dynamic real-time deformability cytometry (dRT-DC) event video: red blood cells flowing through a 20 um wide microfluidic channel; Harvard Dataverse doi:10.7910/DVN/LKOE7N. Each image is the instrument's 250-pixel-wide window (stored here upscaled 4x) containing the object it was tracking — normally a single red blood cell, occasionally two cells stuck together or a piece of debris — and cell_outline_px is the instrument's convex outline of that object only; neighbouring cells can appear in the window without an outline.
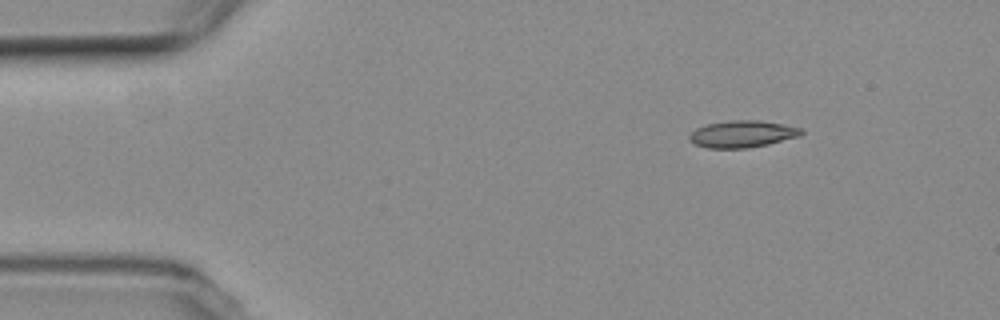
{"species": "common noctule bat (a hibernating species)", "species_latin": "Nyctalus noctula", "temperature_condition": "room temperature", "stored_images_in_passage": 4, "camera_frame_rate_fps": 3000, "um_per_image_px": 0.085, "animal": {"sex": "female", "body_mass_g": 19.3, "forearm_length_mm": 54.1}, "frame": {"image": 1, "passage_image": 2, "time_ms": 2.0, "image_size_px": [1000, 320], "cell_outline_px": [[804, 132], [800, 136], [768, 144], [748, 148], [708, 148], [696, 144], [688, 140], [688, 136], [696, 128], [708, 124], [732, 120], [760, 120], [784, 124], [804, 128]], "centroid_in_image_um": [63.13, 11.38], "position_along_channel_um": 21.9, "area_um2": 17.63}}
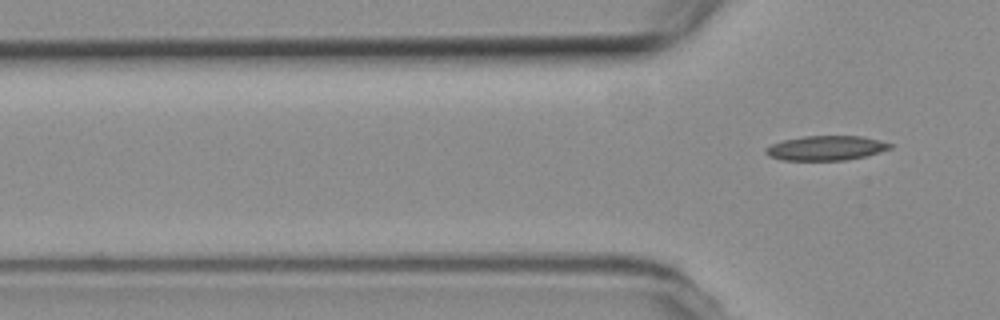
{"frame": {"image": 2, "passage_image": 4, "time_ms": 5.0, "image_size_px": [1000, 320], "cell_outline_px": [[892, 148], [880, 152], [848, 160], [784, 160], [768, 156], [764, 152], [764, 148], [772, 144], [784, 140], [804, 136], [860, 136], [880, 140], [892, 144]], "centroid_in_image_um": [70.2, 12.58], "position_along_channel_um": 55.6, "area_um2": 17.8}}